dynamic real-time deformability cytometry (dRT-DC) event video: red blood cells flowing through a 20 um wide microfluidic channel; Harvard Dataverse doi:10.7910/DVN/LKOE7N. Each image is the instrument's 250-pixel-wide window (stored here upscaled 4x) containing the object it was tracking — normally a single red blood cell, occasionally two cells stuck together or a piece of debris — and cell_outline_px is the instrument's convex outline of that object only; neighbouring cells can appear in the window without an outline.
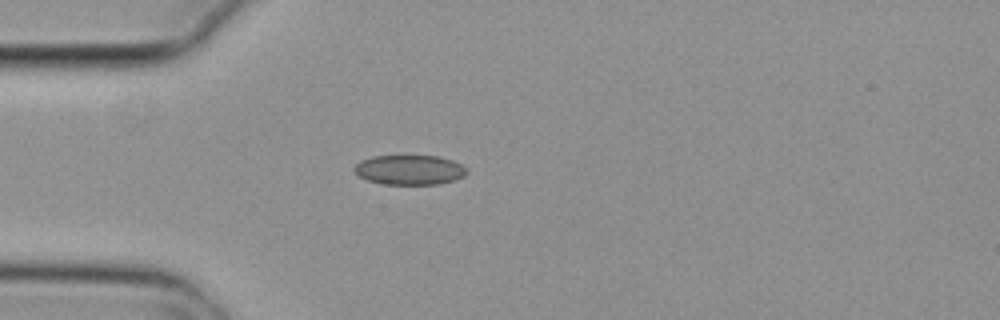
{"species": "common noctule bat (a hibernating species)", "species_latin": "Nyctalus noctula", "temperature_condition": "cold", "stored_images_in_passage": 6, "camera_frame_rate_fps": 3000, "um_per_image_px": 0.085, "animal": {"sex": "female", "body_mass_g": 29.2, "forearm_length_mm": 56.3}, "frame": {"image": 1, "passage_image": 6, "time_ms": 1.667, "image_size_px": [1000, 320], "cell_outline_px": [[468, 172], [464, 176], [440, 184], [384, 184], [368, 180], [360, 176], [352, 168], [360, 160], [372, 156], [440, 156], [452, 160], [468, 168]], "centroid_in_image_um": [34.82, 14.43], "position_along_channel_um": 50.2, "area_um2": 19.48}}